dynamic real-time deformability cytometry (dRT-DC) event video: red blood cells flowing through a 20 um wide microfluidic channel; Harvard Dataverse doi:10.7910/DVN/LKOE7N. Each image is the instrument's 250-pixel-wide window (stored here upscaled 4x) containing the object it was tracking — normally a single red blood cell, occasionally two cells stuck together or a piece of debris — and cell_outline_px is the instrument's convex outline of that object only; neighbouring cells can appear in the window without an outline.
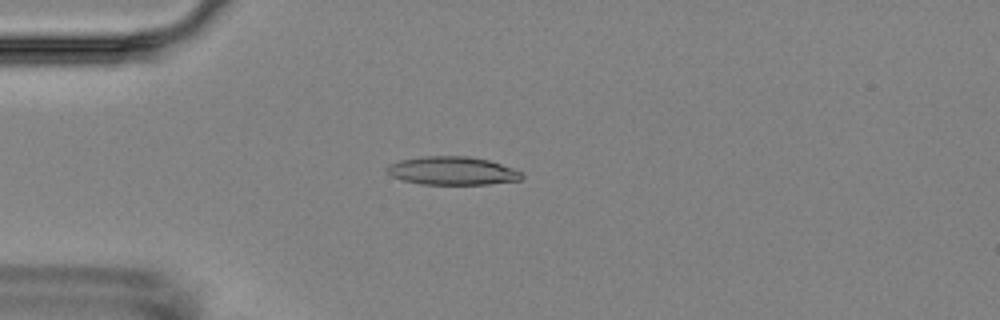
{"species": "Egyptian fruit bat (a non-hibernating species)", "species_latin": "Rousettus aegyptiacus", "temperature_condition": "room temperature", "stored_images_in_passage": 8, "camera_frame_rate_fps": 3000, "um_per_image_px": 0.085, "animal": {"sex": "female"}, "frame": {"image": 1, "passage_image": 4, "time_ms": 3.333, "image_size_px": [1000, 320], "cell_outline_px": [[524, 176], [520, 180], [488, 184], [420, 184], [400, 180], [392, 176], [384, 168], [388, 164], [400, 160], [424, 156], [468, 156], [488, 160], [524, 172]], "centroid_in_image_um": [38.43, 14.52], "position_along_channel_um": 46.6, "area_um2": 22.31}}
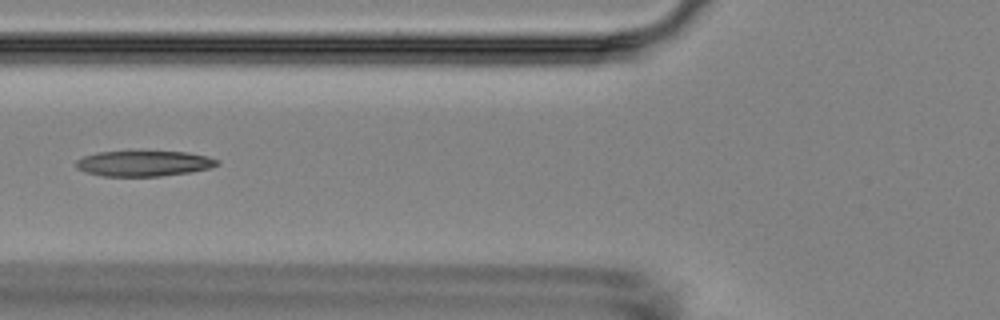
{"frame": {"image": 2, "passage_image": 6, "time_ms": 5.667, "image_size_px": [1000, 320], "cell_outline_px": [[220, 164], [208, 168], [192, 172], [160, 176], [100, 176], [84, 172], [76, 168], [76, 160], [84, 156], [96, 152], [188, 152], [208, 156], [220, 160]], "centroid_in_image_um": [12.22, 13.9], "position_along_channel_um": 113.6, "area_um2": 21.04}}
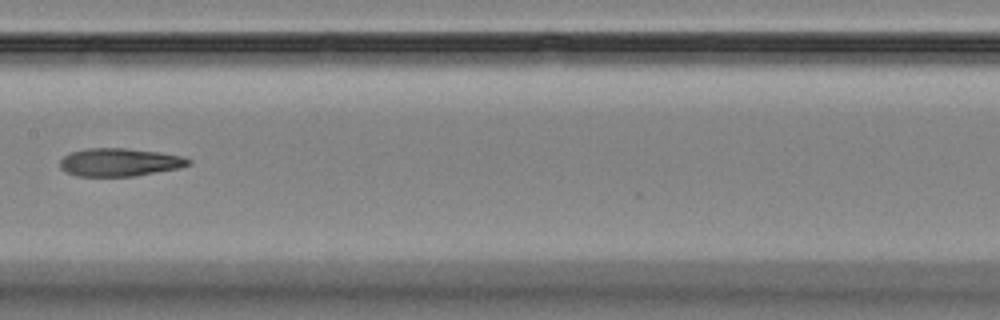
{"frame": {"image": 3, "passage_image": 8, "time_ms": 8.0, "image_size_px": [1000, 320], "cell_outline_px": [[192, 164], [180, 168], [132, 176], [76, 176], [64, 172], [60, 168], [60, 160], [64, 156], [72, 152], [88, 148], [124, 148], [160, 152], [184, 156], [192, 160]], "centroid_in_image_um": [10.18, 13.79], "position_along_channel_um": 197.2, "area_um2": 21.1}}